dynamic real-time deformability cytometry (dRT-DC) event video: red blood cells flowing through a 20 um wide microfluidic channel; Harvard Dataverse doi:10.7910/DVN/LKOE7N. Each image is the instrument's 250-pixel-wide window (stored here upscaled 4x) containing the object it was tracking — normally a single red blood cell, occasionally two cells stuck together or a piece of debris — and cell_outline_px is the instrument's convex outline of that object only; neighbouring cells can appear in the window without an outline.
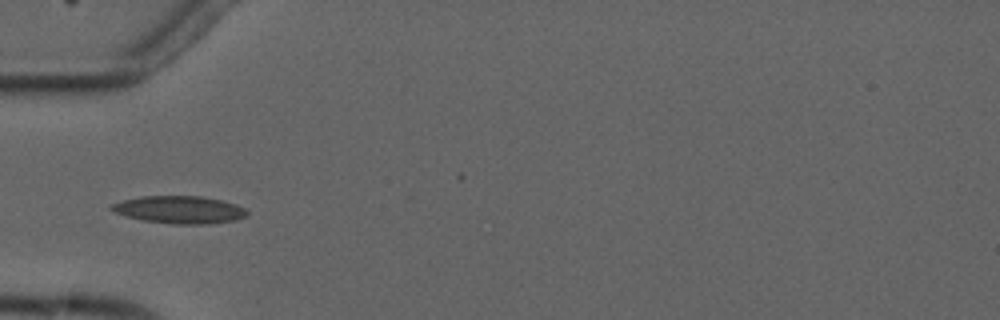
{"species": "common noctule bat (a hibernating species)", "species_latin": "Nyctalus noctula", "temperature_condition": "cold", "stored_images_in_passage": 6, "camera_frame_rate_fps": 3000, "um_per_image_px": 0.085, "animal": {"sex": "male", "forearm_length_mm": 52.5}, "frame": {"image": 1, "passage_image": 3, "time_ms": 2.333, "image_size_px": [1000, 320], "cell_outline_px": [[248, 212], [244, 216], [236, 220], [208, 224], [172, 224], [144, 220], [128, 216], [116, 212], [108, 208], [112, 204], [124, 200], [140, 196], [200, 196], [220, 200], [236, 204], [244, 208]], "centroid_in_image_um": [15.27, 17.82], "position_along_channel_um": 69.7, "area_um2": 21.5}}
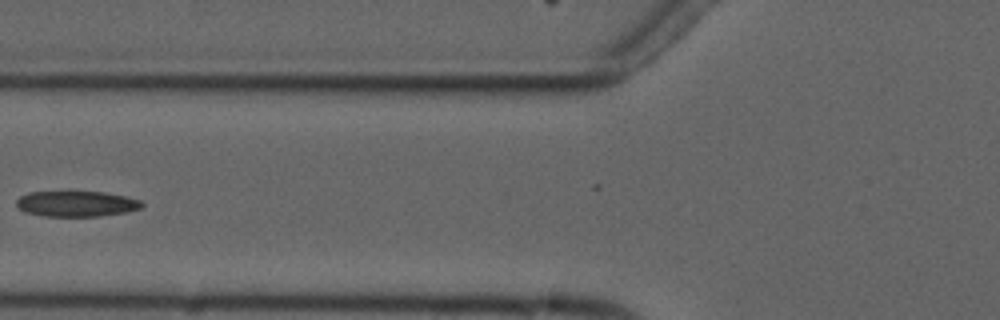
{"frame": {"image": 2, "passage_image": 4, "time_ms": 3.667, "image_size_px": [1000, 320], "cell_outline_px": [[144, 204], [140, 208], [124, 212], [100, 216], [40, 216], [24, 212], [16, 204], [16, 200], [20, 196], [28, 192], [68, 188], [104, 192], [124, 196], [140, 200]], "centroid_in_image_um": [6.41, 17.26], "position_along_channel_um": 119.4, "area_um2": 19.71}}
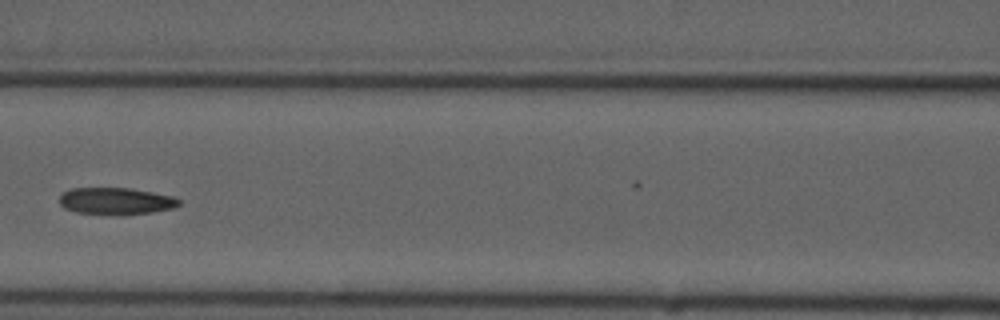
{"frame": {"image": 3, "passage_image": 5, "time_ms": 4.667, "image_size_px": [1000, 320], "cell_outline_px": [[180, 204], [172, 208], [152, 212], [124, 216], [116, 216], [76, 212], [64, 208], [60, 204], [60, 196], [64, 192], [72, 188], [132, 188], [172, 196], [180, 200]], "centroid_in_image_um": [9.85, 17.11], "position_along_channel_um": 156.8, "area_um2": 19.02}}